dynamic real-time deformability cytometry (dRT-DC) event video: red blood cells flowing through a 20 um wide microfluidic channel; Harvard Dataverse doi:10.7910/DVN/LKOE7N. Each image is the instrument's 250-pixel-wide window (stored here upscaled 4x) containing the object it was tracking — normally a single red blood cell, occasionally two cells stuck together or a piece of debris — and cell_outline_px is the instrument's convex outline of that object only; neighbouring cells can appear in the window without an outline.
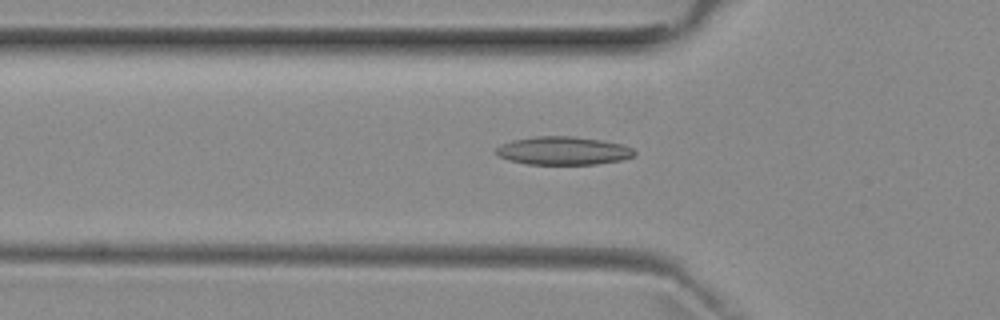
{"species": "common noctule bat (a hibernating species)", "species_latin": "Nyctalus noctula", "temperature_condition": "room temperature", "stored_images_in_passage": 49, "camera_frame_rate_fps": 3000, "um_per_image_px": 0.085, "animal": {"sex": "female", "body_mass_g": 29.2, "forearm_length_mm": 56.3}, "frame": {"image": 1, "passage_image": 14, "time_ms": 4.333, "image_size_px": [1000, 320], "cell_outline_px": [[636, 152], [632, 156], [620, 160], [596, 164], [524, 164], [508, 160], [500, 156], [496, 152], [496, 148], [500, 144], [512, 140], [536, 136], [572, 136], [604, 140], [624, 144], [632, 148]], "centroid_in_image_um": [47.87, 12.8], "position_along_channel_um": 77.9, "area_um2": 22.83}}
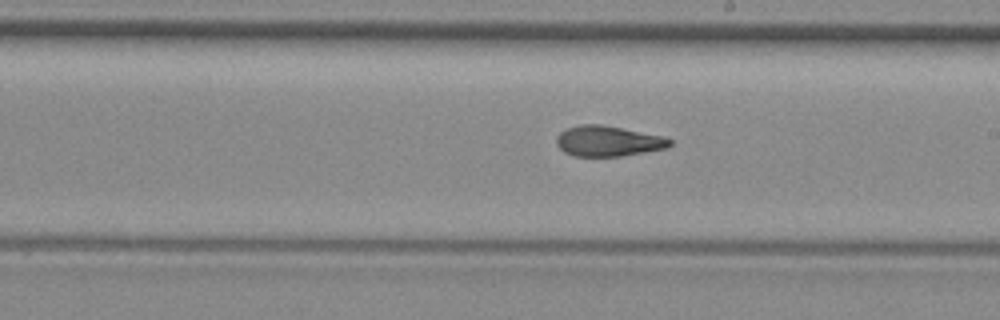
{"frame": {"image": 2, "passage_image": 26, "time_ms": 8.333, "image_size_px": [1000, 320], "cell_outline_px": [[672, 144], [668, 148], [620, 156], [572, 156], [564, 152], [556, 144], [556, 136], [560, 132], [568, 128], [580, 124], [600, 124], [664, 136], [672, 140]], "centroid_in_image_um": [51.68, 11.99], "position_along_channel_um": 237.3, "area_um2": 20.17}}
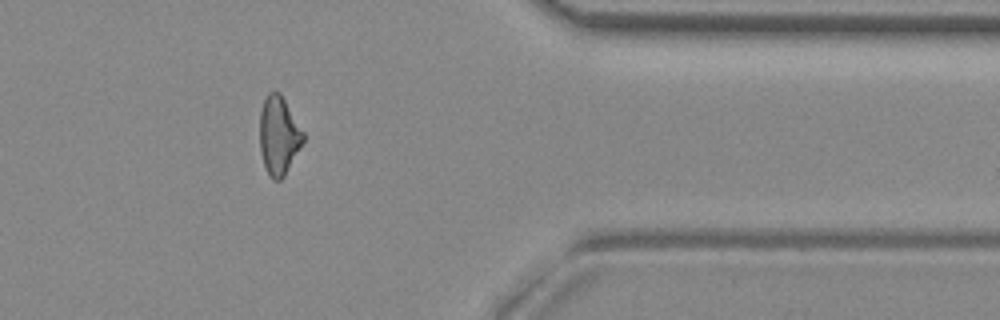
{"frame": {"image": 3, "passage_image": 39, "time_ms": 12.667, "image_size_px": [1000, 320], "cell_outline_px": [[304, 140], [284, 176], [280, 180], [272, 180], [264, 164], [260, 152], [260, 112], [264, 100], [268, 92], [280, 92], [304, 132]], "centroid_in_image_um": [23.69, 11.51], "position_along_channel_um": 387.7, "area_um2": 19.65}, "authors_computed_cell_mechanics": {"area_um2": 20.5768, "velocity_mm_per_s": 3.9642, "shape_relaxation_time_tau1_ms": null, "shape_relaxation_time_tau2_ms": 2.1306, "deformation_change_tau1": null, "deformation_change_tau2": 0.0911}}